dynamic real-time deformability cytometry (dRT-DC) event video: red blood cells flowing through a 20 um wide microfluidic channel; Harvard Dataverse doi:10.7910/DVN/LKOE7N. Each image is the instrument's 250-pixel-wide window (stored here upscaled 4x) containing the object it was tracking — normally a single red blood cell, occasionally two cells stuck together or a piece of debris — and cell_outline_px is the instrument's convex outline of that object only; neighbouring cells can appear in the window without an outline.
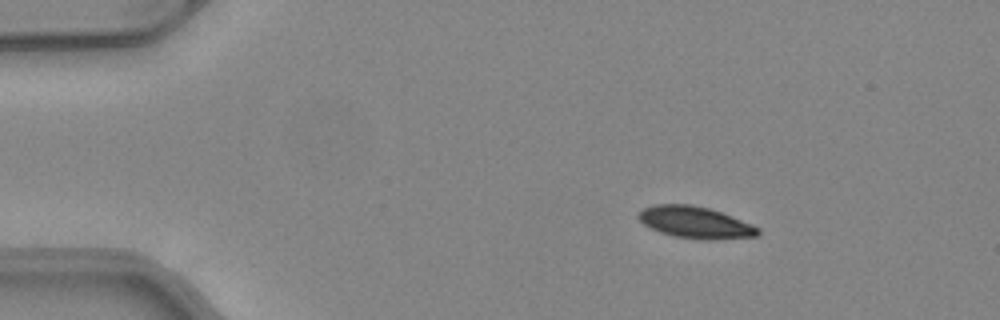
{"species": "common noctule bat (a hibernating species)", "species_latin": "Nyctalus noctula", "temperature_condition": "warm", "stored_images_in_passage": 44, "camera_frame_rate_fps": 3000, "um_per_image_px": 0.085, "animal": {"sex": "female", "body_mass_g": 24.6, "forearm_length_mm": 56.2}, "frame": {"image": 1, "passage_image": 1, "time_ms": 0.0, "image_size_px": [1000, 320], "cell_outline_px": [[760, 232], [756, 236], [716, 240], [704, 240], [676, 236], [660, 232], [644, 224], [636, 216], [644, 208], [652, 204], [692, 204], [708, 208], [720, 212], [752, 224], [760, 228]], "centroid_in_image_um": [59.1, 18.9], "position_along_channel_um": 25.9, "area_um2": 22.02}}
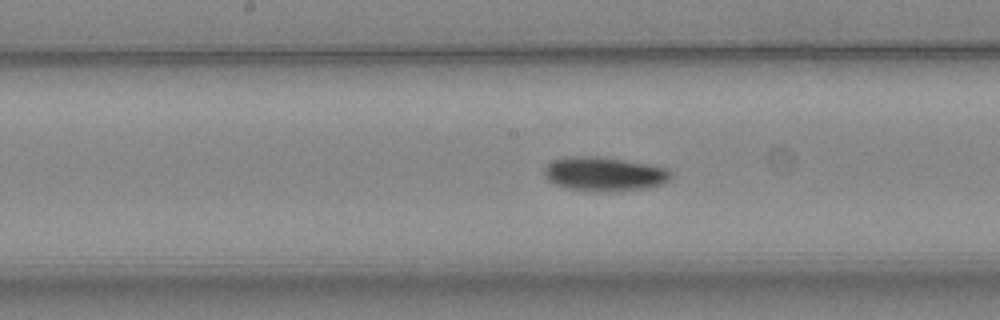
{"frame": {"image": 2, "passage_image": 19, "time_ms": 6.0, "image_size_px": [1000, 320], "cell_outline_px": [[672, 176], [664, 184], [652, 188], [620, 192], [596, 192], [568, 188], [556, 184], [548, 180], [544, 176], [544, 168], [552, 160], [564, 156], [600, 156], [652, 164], [668, 168], [672, 172]], "centroid_in_image_um": [51.42, 14.8], "position_along_channel_um": 196.8, "area_um2": 26.01}}
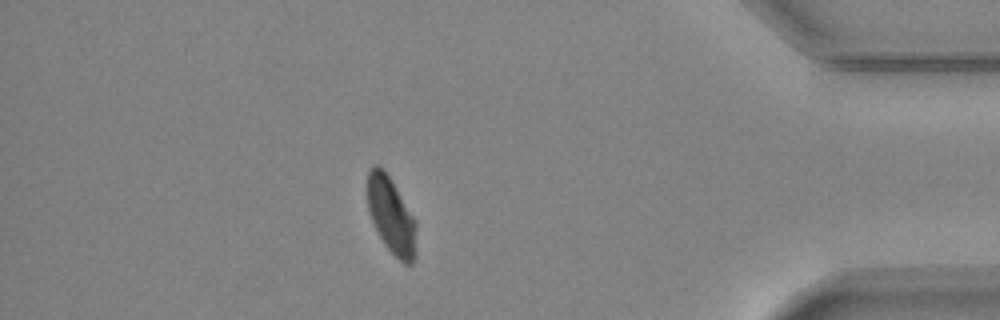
{"frame": {"image": 3, "passage_image": 37, "time_ms": 12.0, "image_size_px": [1000, 320], "cell_outline_px": [[416, 256], [412, 264], [404, 264], [384, 244], [368, 212], [368, 172], [376, 164], [388, 176], [396, 188], [416, 220]], "centroid_in_image_um": [33.28, 18.38], "position_along_channel_um": 401.9, "area_um2": 21.39}, "authors_computed_cell_mechanics": {"area_um2": 23.4668, "velocity_mm_per_s": 4.1097, "shape_relaxation_time_tau1_ms": 4.1118, "shape_relaxation_time_tau2_ms": null, "deformation_change_tau1": 0.1322, "deformation_change_tau2": null}}